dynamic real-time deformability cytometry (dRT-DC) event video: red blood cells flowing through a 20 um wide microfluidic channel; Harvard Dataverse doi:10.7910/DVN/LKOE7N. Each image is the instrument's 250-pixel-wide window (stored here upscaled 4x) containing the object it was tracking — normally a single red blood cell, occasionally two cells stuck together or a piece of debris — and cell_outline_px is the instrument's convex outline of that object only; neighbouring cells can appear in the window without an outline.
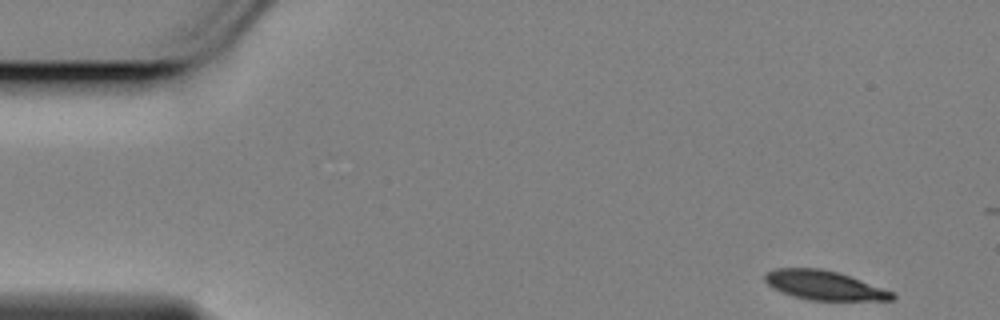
{"species": "Egyptian fruit bat (a non-hibernating species)", "species_latin": "Rousettus aegyptiacus", "temperature_condition": "cold", "stored_images_in_passage": 3, "camera_frame_rate_fps": 3000, "um_per_image_px": 0.085, "animal": {"sex": "female"}, "frame": {"image": 1, "passage_image": 1, "time_ms": 0.0, "image_size_px": [1000, 320], "cell_outline_px": [[896, 296], [892, 300], [808, 300], [792, 296], [780, 292], [772, 288], [764, 280], [764, 272], [772, 268], [820, 268], [836, 272], [860, 280], [892, 292]], "centroid_in_image_um": [69.95, 24.25], "position_along_channel_um": 15.0, "area_um2": 21.56}}